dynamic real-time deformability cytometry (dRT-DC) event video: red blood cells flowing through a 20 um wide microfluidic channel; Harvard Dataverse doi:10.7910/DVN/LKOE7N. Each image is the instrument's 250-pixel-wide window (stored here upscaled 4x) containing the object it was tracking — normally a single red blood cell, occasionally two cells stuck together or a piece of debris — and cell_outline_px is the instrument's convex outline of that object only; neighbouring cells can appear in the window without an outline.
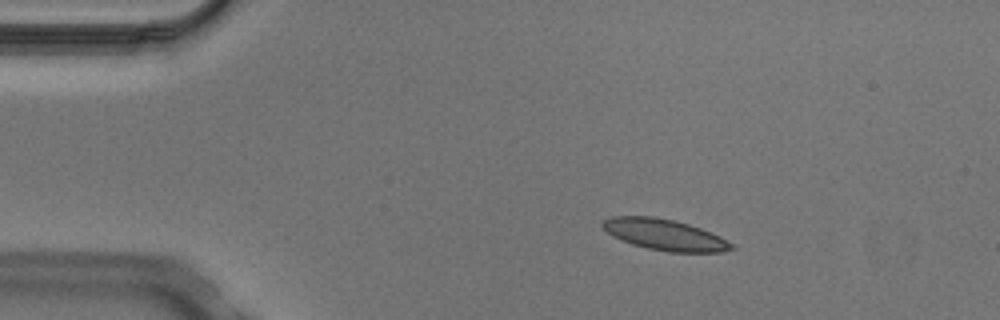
{"species": "Egyptian fruit bat (a non-hibernating species)", "species_latin": "Rousettus aegyptiacus", "temperature_condition": "cold", "stored_images_in_passage": 4, "camera_frame_rate_fps": 3000, "um_per_image_px": 0.085, "animal": {"sex": "male"}, "frame": {"image": 1, "passage_image": 1, "time_ms": 0.0, "image_size_px": [1000, 320], "cell_outline_px": [[736, 248], [724, 252], [668, 252], [648, 248], [632, 244], [620, 240], [612, 236], [600, 224], [600, 220], [612, 216], [656, 216], [688, 224], [700, 228], [720, 236], [732, 244]], "centroid_in_image_um": [56.46, 19.94], "position_along_channel_um": 28.5, "area_um2": 23.41}}